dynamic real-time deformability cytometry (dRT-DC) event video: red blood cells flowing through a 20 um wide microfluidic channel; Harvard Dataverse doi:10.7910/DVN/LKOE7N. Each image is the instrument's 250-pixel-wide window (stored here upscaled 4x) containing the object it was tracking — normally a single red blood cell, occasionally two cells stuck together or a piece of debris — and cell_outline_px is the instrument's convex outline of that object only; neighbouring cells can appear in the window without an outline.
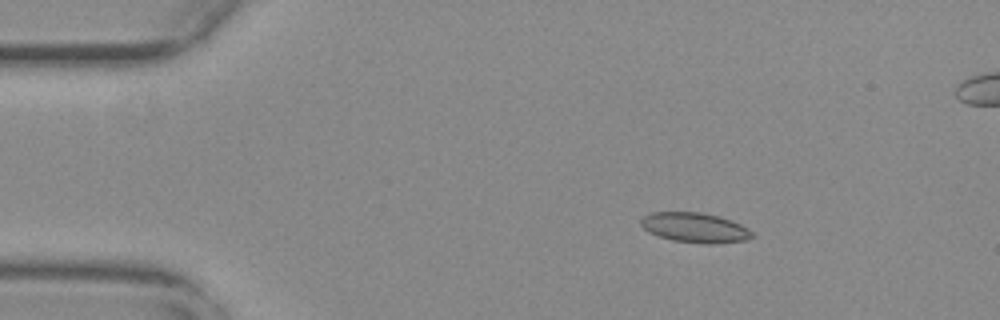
{"species": "common noctule bat (a hibernating species)", "species_latin": "Nyctalus noctula", "temperature_condition": "warm", "stored_images_in_passage": 50, "camera_frame_rate_fps": 3000, "um_per_image_px": 0.085, "animal": {"sex": "female", "body_mass_g": 29.2, "forearm_length_mm": 56.3}, "frame": {"image": 1, "passage_image": 3, "time_ms": 0.667, "image_size_px": [1000, 320], "cell_outline_px": [[756, 236], [748, 240], [712, 244], [704, 244], [672, 240], [648, 232], [640, 224], [640, 220], [644, 216], [652, 212], [700, 212], [720, 216], [732, 220], [748, 228]], "centroid_in_image_um": [59.11, 19.35], "position_along_channel_um": 25.9, "area_um2": 19.54}}
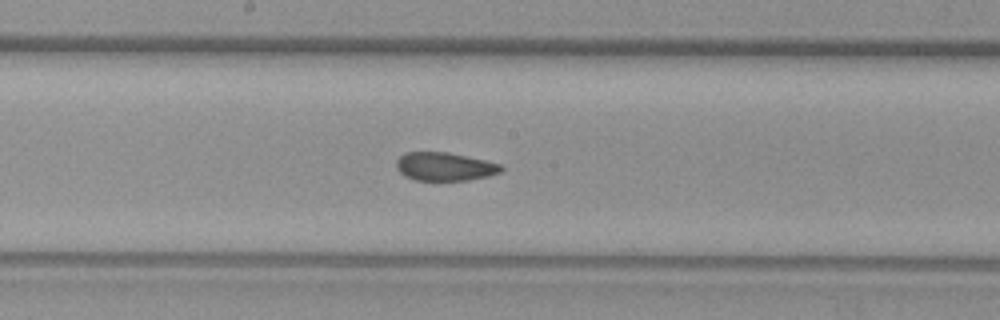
{"frame": {"image": 2, "passage_image": 23, "time_ms": 7.333, "image_size_px": [1000, 320], "cell_outline_px": [[504, 168], [500, 172], [488, 176], [468, 180], [416, 180], [404, 176], [396, 168], [396, 160], [404, 152], [448, 152], [484, 160], [500, 164]], "centroid_in_image_um": [37.77, 14.15], "position_along_channel_um": 210.4, "area_um2": 17.28}}
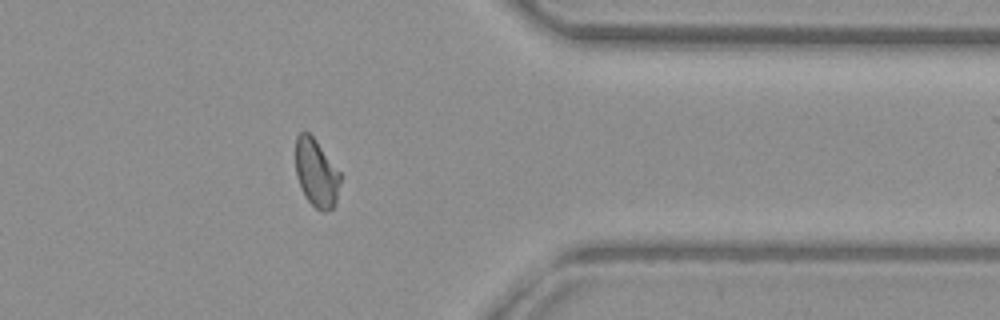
{"frame": {"image": 3, "passage_image": 38, "time_ms": 12.333, "image_size_px": [1000, 320], "cell_outline_px": [[340, 180], [336, 200], [332, 208], [324, 212], [320, 212], [304, 196], [300, 188], [296, 176], [296, 136], [300, 132], [308, 132], [316, 140], [340, 172]], "centroid_in_image_um": [26.87, 14.71], "position_along_channel_um": 384.5, "area_um2": 17.63}, "authors_computed_cell_mechanics": {"area_um2": 18.3804, "velocity_mm_per_s": 3.7808, "shape_relaxation_time_tau1_ms": null, "shape_relaxation_time_tau2_ms": 1.4377, "deformation_change_tau1": null, "deformation_change_tau2": 0.0504}}